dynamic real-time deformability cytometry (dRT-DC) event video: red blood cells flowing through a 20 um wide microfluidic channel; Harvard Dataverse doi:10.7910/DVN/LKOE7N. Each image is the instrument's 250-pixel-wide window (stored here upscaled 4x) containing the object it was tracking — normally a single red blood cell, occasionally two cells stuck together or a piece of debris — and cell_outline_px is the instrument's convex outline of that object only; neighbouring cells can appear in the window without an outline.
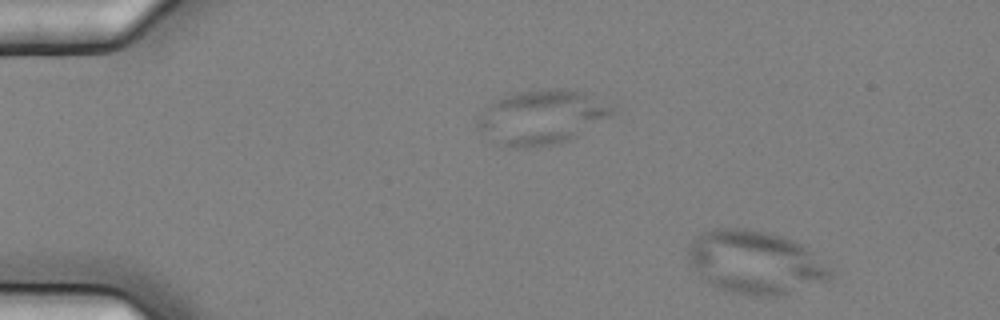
{"species": "common noctule bat (a hibernating species)", "species_latin": "Nyctalus noctula", "temperature_condition": "cold", "stored_images_in_passage": 4, "segment_of_instrument_passage": [2, 2], "camera_frame_rate_fps": 3000, "um_per_image_px": 0.085, "animal": {"sex": "female", "body_mass_g": 25.1}, "frame": {"image": 1, "passage_image": 4, "time_ms": 1.0, "image_size_px": [1000, 320], "cell_outline_px": [[836, 272], [828, 280], [776, 296], [748, 296], [716, 288], [692, 272], [688, 260], [688, 244], [700, 232], [712, 228], [748, 228], [768, 232], [792, 240], [800, 244], [832, 268]], "centroid_in_image_um": [64.12, 22.29], "position_along_channel_um": 20.9, "area_um2": 52.77}}